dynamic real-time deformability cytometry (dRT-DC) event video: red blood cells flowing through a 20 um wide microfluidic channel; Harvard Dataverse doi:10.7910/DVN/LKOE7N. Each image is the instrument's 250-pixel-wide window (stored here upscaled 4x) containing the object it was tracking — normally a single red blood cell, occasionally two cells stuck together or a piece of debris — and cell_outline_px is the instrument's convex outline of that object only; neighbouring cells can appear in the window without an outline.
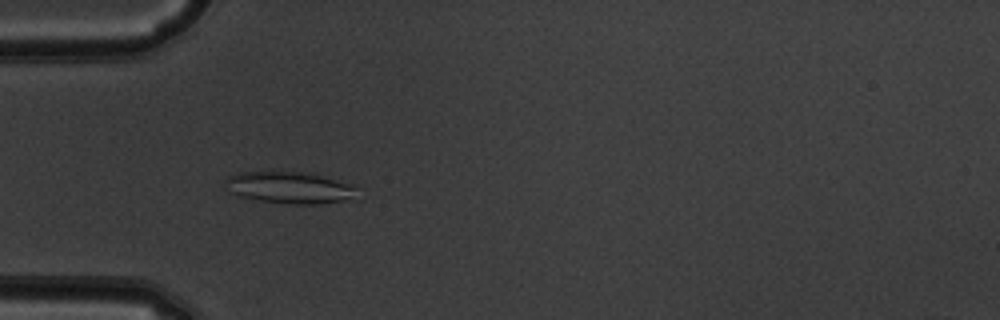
{"species": "common noctule bat (a hibernating species)", "species_latin": "Nyctalus noctula", "temperature_condition": "warm", "stored_images_in_passage": 51, "camera_frame_rate_fps": 3000, "um_per_image_px": 0.085, "animal": {"sex": "male", "body_mass_g": 19.5, "forearm_length_mm": 54.6}, "frame": {"image": 1, "passage_image": 16, "time_ms": 5.0, "image_size_px": [1000, 320], "cell_outline_px": [[360, 200], [320, 204], [292, 204], [260, 200], [240, 196], [232, 192], [224, 180], [228, 176], [240, 172], [308, 172], [356, 184]], "centroid_in_image_um": [24.82, 15.96], "position_along_channel_um": 60.2, "area_um2": 24.91}}
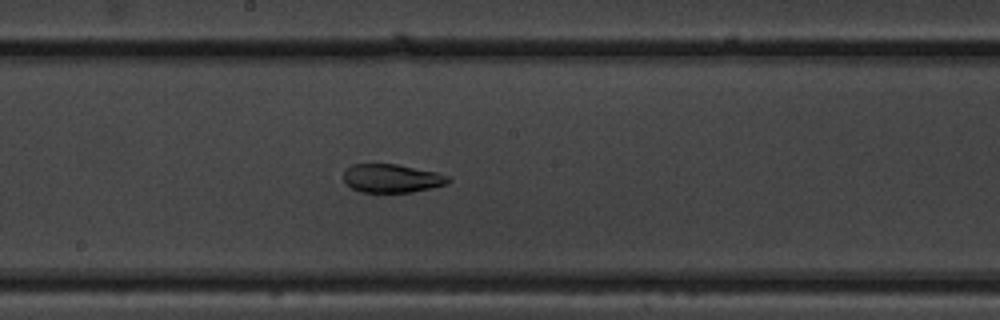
{"frame": {"image": 2, "passage_image": 28, "time_ms": 9.0, "image_size_px": [1000, 320], "cell_outline_px": [[452, 180], [448, 184], [412, 192], [360, 192], [352, 188], [344, 180], [344, 172], [352, 164], [396, 164], [436, 172], [448, 176]], "centroid_in_image_um": [33.33, 15.16], "position_along_channel_um": 214.9, "area_um2": 17.28}}
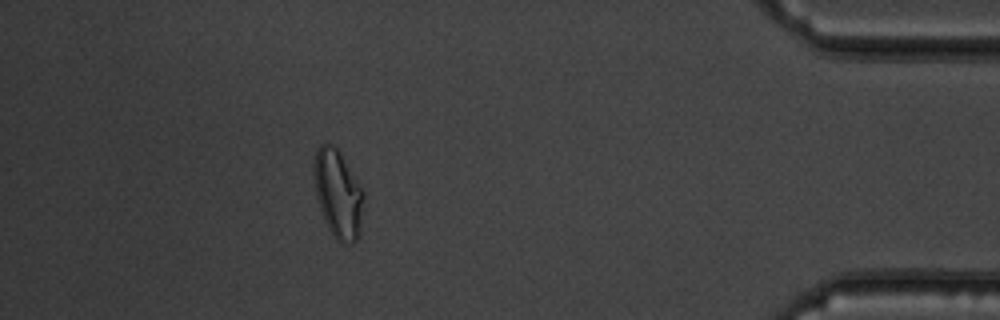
{"frame": {"image": 3, "passage_image": 46, "time_ms": 15.0, "image_size_px": [1000, 320], "cell_outline_px": [[364, 196], [360, 232], [356, 240], [352, 244], [340, 244], [336, 240], [328, 228], [320, 208], [316, 196], [312, 172], [312, 164], [316, 148], [320, 144], [332, 144], [340, 152], [364, 192]], "centroid_in_image_um": [28.71, 16.48], "position_along_channel_um": 406.5, "area_um2": 25.84}, "authors_computed_cell_mechanics": {"area_um2": 23.12, "velocity_mm_per_s": 3.9622, "shape_relaxation_time_tau1_ms": 8.5023, "shape_relaxation_time_tau2_ms": 1.9625, "deformation_change_tau1": 0.228, "deformation_change_tau2": 0.0857}}